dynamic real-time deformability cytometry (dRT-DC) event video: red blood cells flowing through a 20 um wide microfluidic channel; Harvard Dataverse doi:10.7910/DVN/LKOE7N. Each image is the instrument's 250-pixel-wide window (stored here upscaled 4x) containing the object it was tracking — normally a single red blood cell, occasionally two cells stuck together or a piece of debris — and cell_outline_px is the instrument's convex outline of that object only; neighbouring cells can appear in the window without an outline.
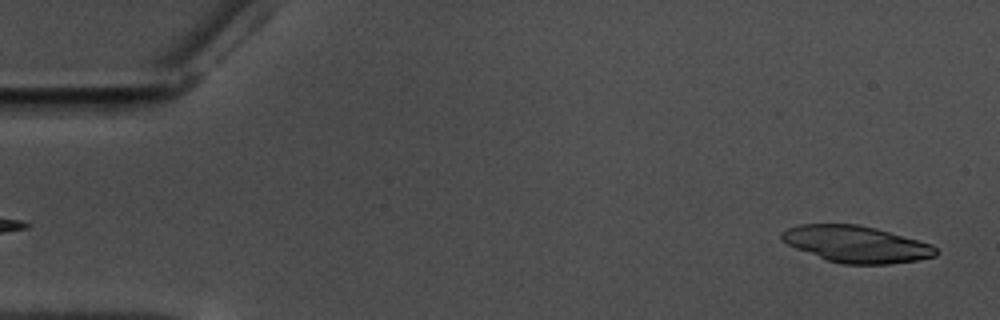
{"species": "common noctule bat (a hibernating species)", "species_latin": "Nyctalus noctula", "temperature_condition": "warm", "stored_images_in_passage": 56, "camera_frame_rate_fps": 3000, "um_per_image_px": 0.085, "animal": {"sex": "male", "body_mass_g": 17.5, "forearm_length_mm": 52.3}, "frame": {"image": 1, "passage_image": 2, "time_ms": 0.333, "image_size_px": [1000, 320], "cell_outline_px": [[940, 252], [936, 256], [916, 260], [888, 264], [844, 264], [828, 260], [796, 248], [780, 240], [780, 232], [788, 228], [800, 224], [856, 224], [876, 228], [932, 244]], "centroid_in_image_um": [72.79, 20.75], "position_along_channel_um": 12.2, "area_um2": 32.77}}
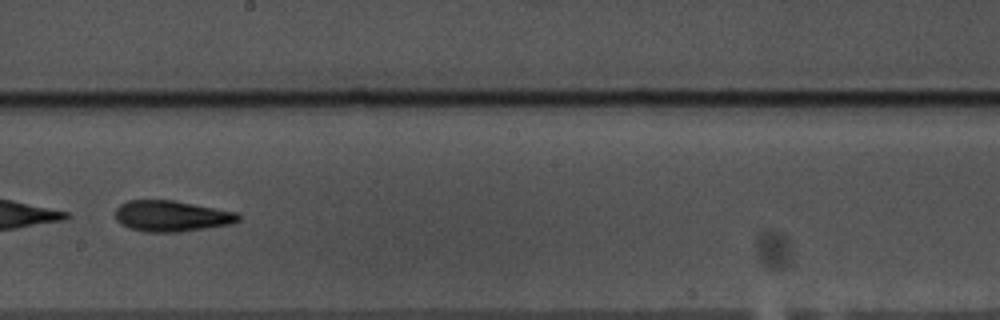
{"frame": {"image": 2, "passage_image": 32, "time_ms": 10.333, "image_size_px": [1000, 320], "cell_outline_px": [[240, 220], [232, 224], [180, 232], [144, 232], [128, 228], [116, 220], [116, 208], [120, 204], [128, 200], [172, 200], [216, 208], [236, 212], [240, 216]], "centroid_in_image_um": [14.57, 18.37], "position_along_channel_um": 233.6, "area_um2": 22.25}, "authors_computed_cell_mechanics": {"area_um2": 27.9752, "velocity_mm_per_s": 3.546, "shape_relaxation_time_tau1_ms": 1.5011, "shape_relaxation_time_tau2_ms": 5.0282, "deformation_change_tau1": 0.2922, "deformation_change_tau2": 0.1598}}